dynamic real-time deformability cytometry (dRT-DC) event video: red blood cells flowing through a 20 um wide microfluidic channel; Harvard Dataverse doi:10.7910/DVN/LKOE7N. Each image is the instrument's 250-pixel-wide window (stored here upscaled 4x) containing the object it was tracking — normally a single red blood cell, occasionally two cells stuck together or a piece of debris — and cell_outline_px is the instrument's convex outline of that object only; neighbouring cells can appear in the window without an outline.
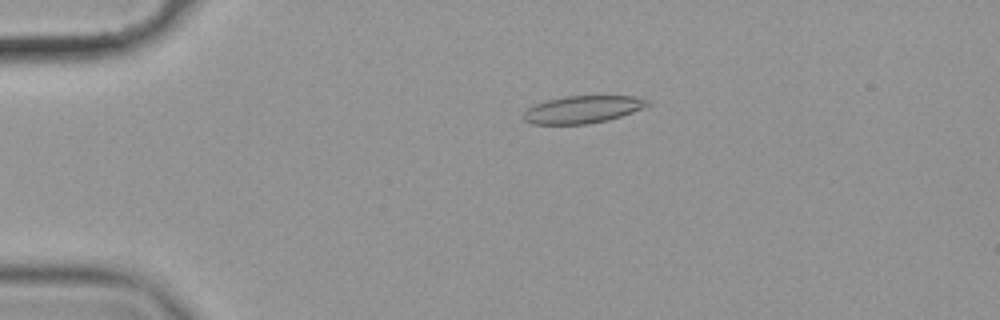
{"species": "common noctule bat (a hibernating species)", "species_latin": "Nyctalus noctula", "temperature_condition": "cold", "stored_images_in_passage": 58, "camera_frame_rate_fps": 3000, "um_per_image_px": 0.085, "animal": {"sex": "female", "body_mass_g": 19.9}, "frame": {"image": 1, "passage_image": 13, "time_ms": 4.0, "image_size_px": [1000, 320], "cell_outline_px": [[652, 104], [644, 108], [608, 120], [588, 124], [532, 124], [524, 120], [520, 116], [528, 108], [536, 104], [548, 100], [564, 96], [632, 96], [652, 100]], "centroid_in_image_um": [49.55, 9.3], "position_along_channel_um": 35.5, "area_um2": 19.94}}
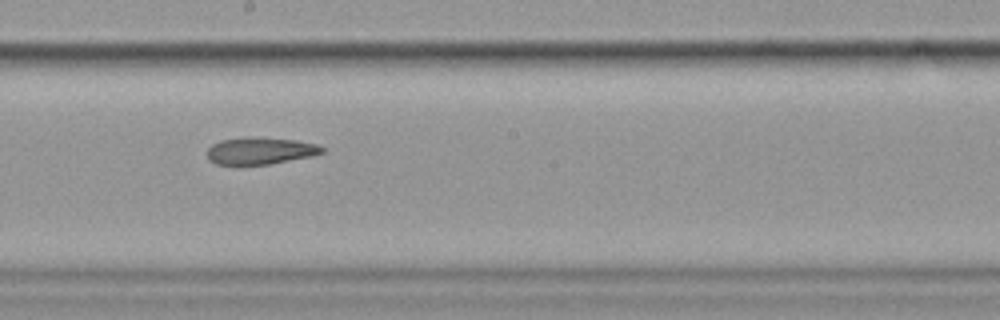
{"frame": {"image": 2, "passage_image": 33, "time_ms": 10.667, "image_size_px": [1000, 320], "cell_outline_px": [[324, 152], [312, 156], [268, 164], [216, 164], [208, 160], [208, 148], [212, 144], [220, 140], [244, 136], [248, 136], [296, 140], [316, 144], [324, 148]], "centroid_in_image_um": [22.1, 12.8], "position_along_channel_um": 226.1, "area_um2": 18.09}}
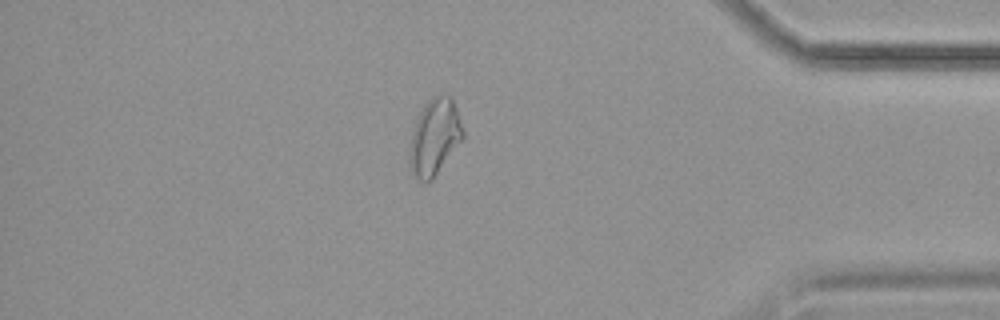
{"frame": {"image": 3, "passage_image": 50, "time_ms": 16.333, "image_size_px": [1000, 320], "cell_outline_px": [[464, 136], [432, 180], [420, 180], [412, 172], [408, 164], [408, 152], [412, 132], [416, 120], [424, 104], [432, 96], [452, 96], [464, 132]], "centroid_in_image_um": [36.91, 11.64], "position_along_channel_um": 398.3, "area_um2": 23.41}, "authors_computed_cell_mechanics": {"area_um2": 20.3167, "velocity_mm_per_s": 3.545, "shape_relaxation_time_tau1_ms": 7.0157, "shape_relaxation_time_tau2_ms": 5.4326, "deformation_change_tau1": 0.155, "deformation_change_tau2": 0.1431}}